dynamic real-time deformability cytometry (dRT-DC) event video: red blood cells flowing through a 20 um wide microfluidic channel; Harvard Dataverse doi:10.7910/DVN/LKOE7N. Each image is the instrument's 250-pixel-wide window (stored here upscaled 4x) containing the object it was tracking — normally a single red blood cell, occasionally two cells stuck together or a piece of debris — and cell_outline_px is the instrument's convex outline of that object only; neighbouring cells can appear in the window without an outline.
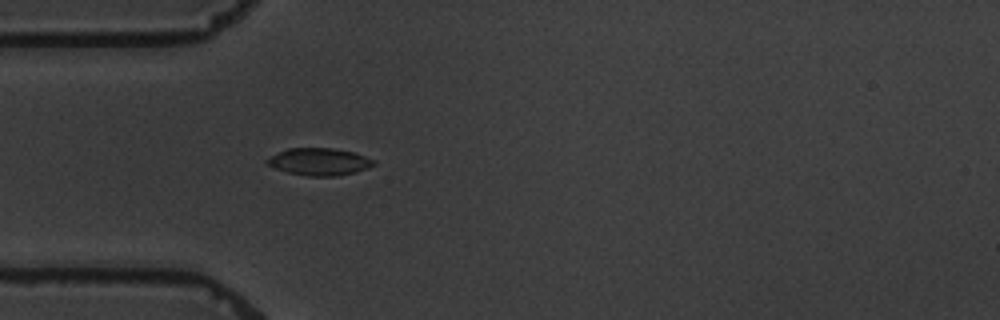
{"species": "common noctule bat (a hibernating species)", "species_latin": "Nyctalus noctula", "temperature_condition": "warm", "stored_images_in_passage": 1, "camera_frame_rate_fps": 3000, "um_per_image_px": 0.085, "animal": {"sex": "male", "body_mass_g": 19.5, "forearm_length_mm": 54.6}, "frame": {"image": 1, "passage_image": 1, "time_ms": 0.0, "image_size_px": [1000, 320], "cell_outline_px": [[376, 164], [368, 168], [356, 172], [336, 176], [308, 176], [288, 172], [276, 168], [268, 164], [264, 160], [288, 148], [332, 148], [356, 152], [376, 160]], "centroid_in_image_um": [27.21, 13.74], "position_along_channel_um": 57.8, "area_um2": 16.94}}